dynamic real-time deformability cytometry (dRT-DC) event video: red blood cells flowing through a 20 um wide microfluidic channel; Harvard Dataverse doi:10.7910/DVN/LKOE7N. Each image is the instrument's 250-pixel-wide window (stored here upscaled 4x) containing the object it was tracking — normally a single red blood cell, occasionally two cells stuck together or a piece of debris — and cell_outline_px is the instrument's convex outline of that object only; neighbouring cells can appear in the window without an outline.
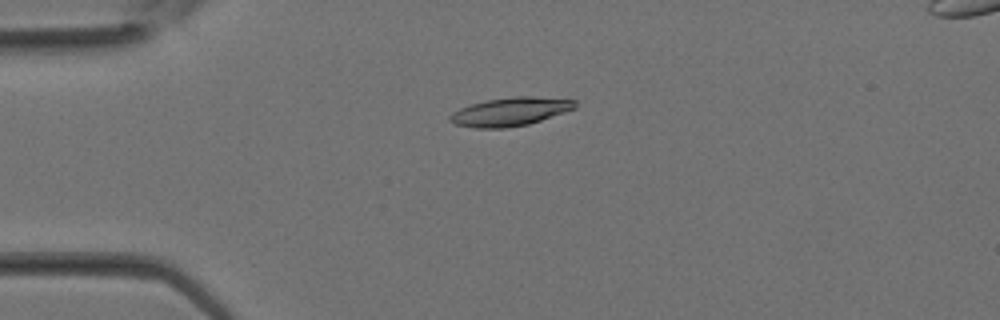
{"species": "Egyptian fruit bat (a non-hibernating species)", "species_latin": "Rousettus aegyptiacus", "temperature_condition": "room temperature", "stored_images_in_passage": 26, "camera_frame_rate_fps": 3000, "um_per_image_px": 0.085, "animal": {"sex": "female"}, "frame": {"image": 1, "passage_image": 1, "time_ms": 0.0, "image_size_px": [1000, 320], "cell_outline_px": [[576, 108], [528, 124], [504, 128], [476, 128], [456, 124], [448, 120], [448, 116], [452, 112], [460, 108], [472, 104], [488, 100], [516, 96], [532, 96], [576, 100]], "centroid_in_image_um": [43.35, 9.49], "position_along_channel_um": 41.6, "area_um2": 20.52}}
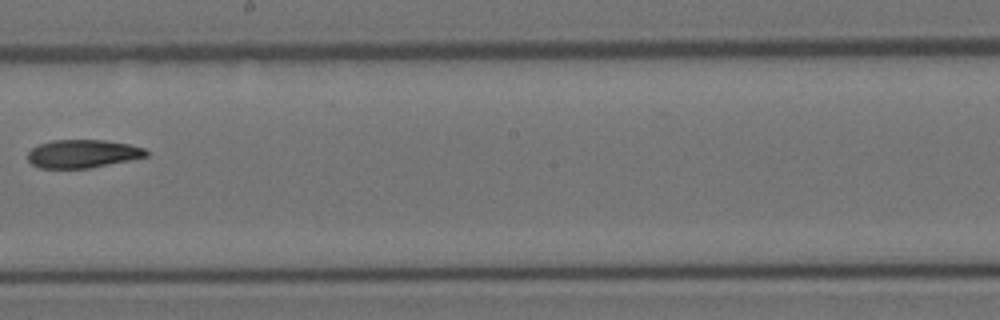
{"frame": {"image": 2, "passage_image": 12, "time_ms": 3.667, "image_size_px": [1000, 320], "cell_outline_px": [[148, 156], [88, 168], [40, 168], [32, 164], [28, 160], [28, 152], [32, 148], [40, 144], [52, 140], [104, 140], [128, 144], [144, 148], [148, 152]], "centroid_in_image_um": [7.01, 13.06], "position_along_channel_um": 241.2, "area_um2": 19.25}}
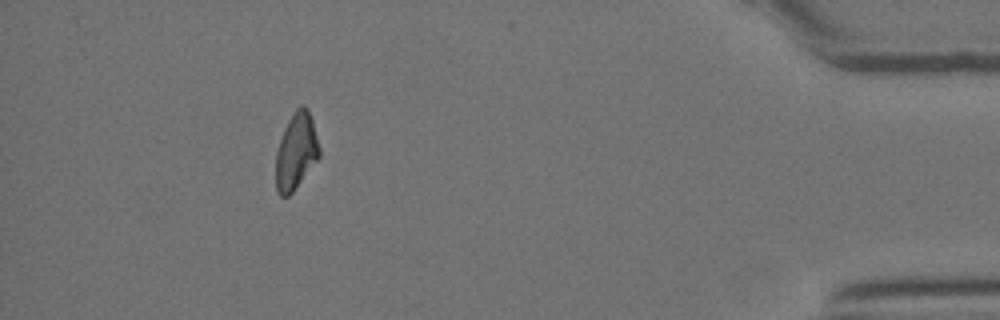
{"frame": {"image": 3, "passage_image": 23, "time_ms": 7.333, "image_size_px": [1000, 320], "cell_outline_px": [[320, 156], [292, 192], [288, 196], [280, 196], [276, 188], [276, 152], [284, 128], [288, 120], [296, 108], [300, 104], [304, 104], [312, 120], [320, 148]], "centroid_in_image_um": [25.16, 12.85], "position_along_channel_um": 410.0, "area_um2": 19.13}}